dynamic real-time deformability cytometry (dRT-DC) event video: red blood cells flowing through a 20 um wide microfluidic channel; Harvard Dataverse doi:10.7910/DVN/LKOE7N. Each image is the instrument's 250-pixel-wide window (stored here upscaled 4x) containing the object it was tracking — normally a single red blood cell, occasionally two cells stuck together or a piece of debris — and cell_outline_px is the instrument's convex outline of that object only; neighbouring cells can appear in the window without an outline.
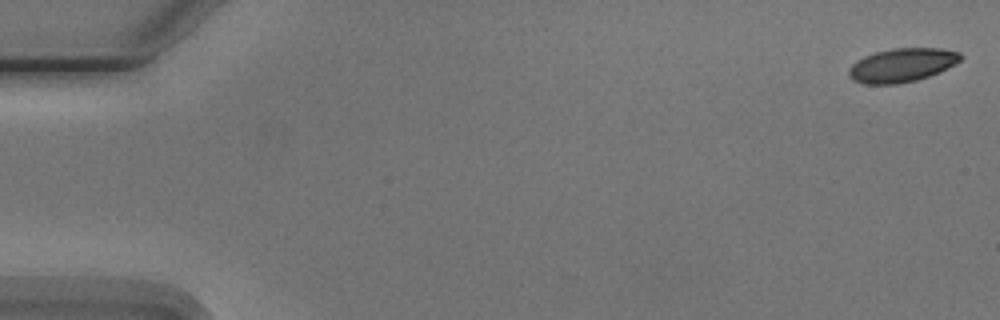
{"species": "Egyptian fruit bat (a non-hibernating species)", "species_latin": "Rousettus aegyptiacus", "temperature_condition": "cold", "stored_images_in_passage": 6, "camera_frame_rate_fps": 3000, "um_per_image_px": 0.085, "animal": {"sex": "male"}, "frame": {"image": 1, "passage_image": 1, "time_ms": 0.0, "image_size_px": [1000, 320], "cell_outline_px": [[964, 56], [956, 64], [940, 72], [916, 80], [896, 84], [864, 84], [852, 80], [848, 76], [848, 68], [856, 60], [864, 56], [876, 52], [892, 48], [940, 48], [960, 52]], "centroid_in_image_um": [76.66, 5.53], "position_along_channel_um": 8.3, "area_um2": 22.2}}
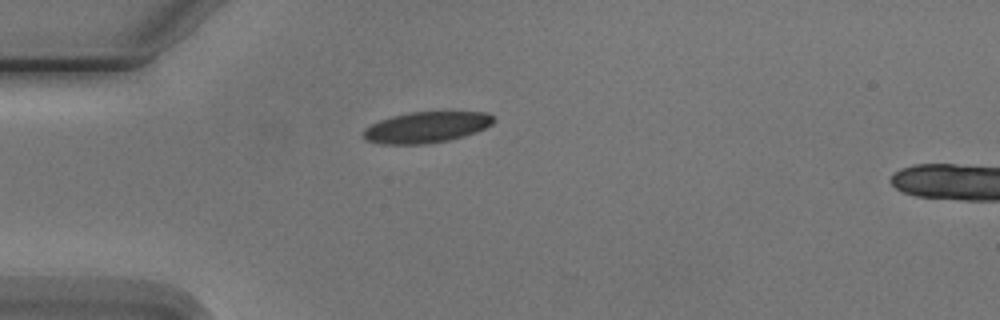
{"frame": {"image": 2, "passage_image": 5, "time_ms": 4.667, "image_size_px": [1000, 320], "cell_outline_px": [[496, 120], [492, 124], [476, 132], [464, 136], [448, 140], [424, 144], [380, 144], [364, 140], [364, 128], [380, 120], [392, 116], [412, 112], [488, 112]], "centroid_in_image_um": [36.24, 10.82], "position_along_channel_um": 48.8, "area_um2": 23.47}}